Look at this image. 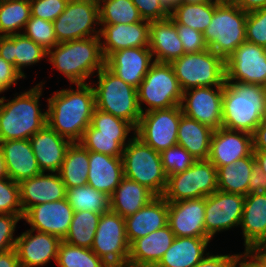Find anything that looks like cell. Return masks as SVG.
<instances>
[{
	"mask_svg": "<svg viewBox=\"0 0 266 267\" xmlns=\"http://www.w3.org/2000/svg\"><path fill=\"white\" fill-rule=\"evenodd\" d=\"M66 199L74 212L90 211L102 214L110 210L109 196L88 184L68 188Z\"/></svg>",
	"mask_w": 266,
	"mask_h": 267,
	"instance_id": "ab89813d",
	"label": "cell"
},
{
	"mask_svg": "<svg viewBox=\"0 0 266 267\" xmlns=\"http://www.w3.org/2000/svg\"><path fill=\"white\" fill-rule=\"evenodd\" d=\"M246 41L266 48V8L247 13Z\"/></svg>",
	"mask_w": 266,
	"mask_h": 267,
	"instance_id": "c3c4849f",
	"label": "cell"
},
{
	"mask_svg": "<svg viewBox=\"0 0 266 267\" xmlns=\"http://www.w3.org/2000/svg\"><path fill=\"white\" fill-rule=\"evenodd\" d=\"M31 16L54 21L65 10L69 0H29Z\"/></svg>",
	"mask_w": 266,
	"mask_h": 267,
	"instance_id": "f907efd6",
	"label": "cell"
},
{
	"mask_svg": "<svg viewBox=\"0 0 266 267\" xmlns=\"http://www.w3.org/2000/svg\"><path fill=\"white\" fill-rule=\"evenodd\" d=\"M150 22L100 25L101 50L105 60L115 51L127 48H149Z\"/></svg>",
	"mask_w": 266,
	"mask_h": 267,
	"instance_id": "44dd1931",
	"label": "cell"
},
{
	"mask_svg": "<svg viewBox=\"0 0 266 267\" xmlns=\"http://www.w3.org/2000/svg\"><path fill=\"white\" fill-rule=\"evenodd\" d=\"M45 83L44 79L36 82L13 98L0 97V141L30 139L47 124V108L40 102Z\"/></svg>",
	"mask_w": 266,
	"mask_h": 267,
	"instance_id": "7a4b0ae2",
	"label": "cell"
},
{
	"mask_svg": "<svg viewBox=\"0 0 266 267\" xmlns=\"http://www.w3.org/2000/svg\"><path fill=\"white\" fill-rule=\"evenodd\" d=\"M22 33L47 51L58 44L52 21L30 16Z\"/></svg>",
	"mask_w": 266,
	"mask_h": 267,
	"instance_id": "f6af8a7d",
	"label": "cell"
},
{
	"mask_svg": "<svg viewBox=\"0 0 266 267\" xmlns=\"http://www.w3.org/2000/svg\"><path fill=\"white\" fill-rule=\"evenodd\" d=\"M149 48L154 61L160 63H171L185 54L176 25L170 17L150 22Z\"/></svg>",
	"mask_w": 266,
	"mask_h": 267,
	"instance_id": "4dcf8cb0",
	"label": "cell"
},
{
	"mask_svg": "<svg viewBox=\"0 0 266 267\" xmlns=\"http://www.w3.org/2000/svg\"><path fill=\"white\" fill-rule=\"evenodd\" d=\"M211 242V238L175 237L155 267H194L210 253Z\"/></svg>",
	"mask_w": 266,
	"mask_h": 267,
	"instance_id": "1f68e13d",
	"label": "cell"
},
{
	"mask_svg": "<svg viewBox=\"0 0 266 267\" xmlns=\"http://www.w3.org/2000/svg\"><path fill=\"white\" fill-rule=\"evenodd\" d=\"M0 214L24 215L19 184L9 177L0 179Z\"/></svg>",
	"mask_w": 266,
	"mask_h": 267,
	"instance_id": "7dc6e473",
	"label": "cell"
},
{
	"mask_svg": "<svg viewBox=\"0 0 266 267\" xmlns=\"http://www.w3.org/2000/svg\"><path fill=\"white\" fill-rule=\"evenodd\" d=\"M88 169L89 151L79 142L71 143L58 171L66 189L87 185Z\"/></svg>",
	"mask_w": 266,
	"mask_h": 267,
	"instance_id": "d590c367",
	"label": "cell"
},
{
	"mask_svg": "<svg viewBox=\"0 0 266 267\" xmlns=\"http://www.w3.org/2000/svg\"><path fill=\"white\" fill-rule=\"evenodd\" d=\"M252 152L251 134L221 127L213 131L208 160L218 169L249 156Z\"/></svg>",
	"mask_w": 266,
	"mask_h": 267,
	"instance_id": "ffe728a7",
	"label": "cell"
},
{
	"mask_svg": "<svg viewBox=\"0 0 266 267\" xmlns=\"http://www.w3.org/2000/svg\"><path fill=\"white\" fill-rule=\"evenodd\" d=\"M150 48L136 47L113 52L105 65L127 84L138 88L154 63Z\"/></svg>",
	"mask_w": 266,
	"mask_h": 267,
	"instance_id": "7402d4cb",
	"label": "cell"
},
{
	"mask_svg": "<svg viewBox=\"0 0 266 267\" xmlns=\"http://www.w3.org/2000/svg\"><path fill=\"white\" fill-rule=\"evenodd\" d=\"M218 190L217 168L208 160H196L182 173L167 176L163 197L167 202L198 199Z\"/></svg>",
	"mask_w": 266,
	"mask_h": 267,
	"instance_id": "30bf717a",
	"label": "cell"
},
{
	"mask_svg": "<svg viewBox=\"0 0 266 267\" xmlns=\"http://www.w3.org/2000/svg\"><path fill=\"white\" fill-rule=\"evenodd\" d=\"M91 125L97 129V134L135 135L130 123L97 108L93 111Z\"/></svg>",
	"mask_w": 266,
	"mask_h": 267,
	"instance_id": "ee69618b",
	"label": "cell"
},
{
	"mask_svg": "<svg viewBox=\"0 0 266 267\" xmlns=\"http://www.w3.org/2000/svg\"><path fill=\"white\" fill-rule=\"evenodd\" d=\"M156 195L147 187L124 177L110 198V210L126 218L145 205Z\"/></svg>",
	"mask_w": 266,
	"mask_h": 267,
	"instance_id": "d6a6232c",
	"label": "cell"
},
{
	"mask_svg": "<svg viewBox=\"0 0 266 267\" xmlns=\"http://www.w3.org/2000/svg\"><path fill=\"white\" fill-rule=\"evenodd\" d=\"M124 177L147 187L156 196H162L167 175L164 173L161 155L136 135L123 148Z\"/></svg>",
	"mask_w": 266,
	"mask_h": 267,
	"instance_id": "52a82bcc",
	"label": "cell"
},
{
	"mask_svg": "<svg viewBox=\"0 0 266 267\" xmlns=\"http://www.w3.org/2000/svg\"><path fill=\"white\" fill-rule=\"evenodd\" d=\"M253 150L266 151V119H264L252 134Z\"/></svg>",
	"mask_w": 266,
	"mask_h": 267,
	"instance_id": "680465c9",
	"label": "cell"
},
{
	"mask_svg": "<svg viewBox=\"0 0 266 267\" xmlns=\"http://www.w3.org/2000/svg\"><path fill=\"white\" fill-rule=\"evenodd\" d=\"M223 88L201 86L185 90L180 103L183 115L213 130L221 128Z\"/></svg>",
	"mask_w": 266,
	"mask_h": 267,
	"instance_id": "2e32d148",
	"label": "cell"
},
{
	"mask_svg": "<svg viewBox=\"0 0 266 267\" xmlns=\"http://www.w3.org/2000/svg\"><path fill=\"white\" fill-rule=\"evenodd\" d=\"M182 115L180 106L143 113L135 129V135L161 153L177 144L178 127Z\"/></svg>",
	"mask_w": 266,
	"mask_h": 267,
	"instance_id": "4fadbf2b",
	"label": "cell"
},
{
	"mask_svg": "<svg viewBox=\"0 0 266 267\" xmlns=\"http://www.w3.org/2000/svg\"><path fill=\"white\" fill-rule=\"evenodd\" d=\"M7 175L20 183L42 173L29 139L0 141Z\"/></svg>",
	"mask_w": 266,
	"mask_h": 267,
	"instance_id": "484cf974",
	"label": "cell"
},
{
	"mask_svg": "<svg viewBox=\"0 0 266 267\" xmlns=\"http://www.w3.org/2000/svg\"><path fill=\"white\" fill-rule=\"evenodd\" d=\"M246 20L247 13L234 2L215 0L214 15L203 33L207 47L227 60L246 41Z\"/></svg>",
	"mask_w": 266,
	"mask_h": 267,
	"instance_id": "8992f818",
	"label": "cell"
},
{
	"mask_svg": "<svg viewBox=\"0 0 266 267\" xmlns=\"http://www.w3.org/2000/svg\"><path fill=\"white\" fill-rule=\"evenodd\" d=\"M23 76L17 71L14 65L6 62L0 57V87L5 91H9L15 87L18 82L23 81Z\"/></svg>",
	"mask_w": 266,
	"mask_h": 267,
	"instance_id": "11a10c76",
	"label": "cell"
},
{
	"mask_svg": "<svg viewBox=\"0 0 266 267\" xmlns=\"http://www.w3.org/2000/svg\"><path fill=\"white\" fill-rule=\"evenodd\" d=\"M212 0H179V3H204Z\"/></svg>",
	"mask_w": 266,
	"mask_h": 267,
	"instance_id": "003e7915",
	"label": "cell"
},
{
	"mask_svg": "<svg viewBox=\"0 0 266 267\" xmlns=\"http://www.w3.org/2000/svg\"><path fill=\"white\" fill-rule=\"evenodd\" d=\"M53 27L58 43L99 37V5L94 0H69Z\"/></svg>",
	"mask_w": 266,
	"mask_h": 267,
	"instance_id": "7c38bea8",
	"label": "cell"
},
{
	"mask_svg": "<svg viewBox=\"0 0 266 267\" xmlns=\"http://www.w3.org/2000/svg\"><path fill=\"white\" fill-rule=\"evenodd\" d=\"M91 250L110 267H128L130 244L125 218L111 210L102 213Z\"/></svg>",
	"mask_w": 266,
	"mask_h": 267,
	"instance_id": "8fae6325",
	"label": "cell"
},
{
	"mask_svg": "<svg viewBox=\"0 0 266 267\" xmlns=\"http://www.w3.org/2000/svg\"><path fill=\"white\" fill-rule=\"evenodd\" d=\"M164 173L179 174L190 168L196 159L182 146L176 144L160 153Z\"/></svg>",
	"mask_w": 266,
	"mask_h": 267,
	"instance_id": "bcb514c9",
	"label": "cell"
},
{
	"mask_svg": "<svg viewBox=\"0 0 266 267\" xmlns=\"http://www.w3.org/2000/svg\"><path fill=\"white\" fill-rule=\"evenodd\" d=\"M73 213L74 210L65 198L30 207L22 221L32 230L52 234L63 240L69 231Z\"/></svg>",
	"mask_w": 266,
	"mask_h": 267,
	"instance_id": "e0dca14e",
	"label": "cell"
},
{
	"mask_svg": "<svg viewBox=\"0 0 266 267\" xmlns=\"http://www.w3.org/2000/svg\"><path fill=\"white\" fill-rule=\"evenodd\" d=\"M232 252L233 251H230L231 254H221L218 252L213 254V251H210V253L194 267H238L245 253L243 251L239 253Z\"/></svg>",
	"mask_w": 266,
	"mask_h": 267,
	"instance_id": "db71d44e",
	"label": "cell"
},
{
	"mask_svg": "<svg viewBox=\"0 0 266 267\" xmlns=\"http://www.w3.org/2000/svg\"><path fill=\"white\" fill-rule=\"evenodd\" d=\"M24 215L0 214V253L15 248L17 224Z\"/></svg>",
	"mask_w": 266,
	"mask_h": 267,
	"instance_id": "681fc988",
	"label": "cell"
},
{
	"mask_svg": "<svg viewBox=\"0 0 266 267\" xmlns=\"http://www.w3.org/2000/svg\"><path fill=\"white\" fill-rule=\"evenodd\" d=\"M244 201V195L221 190L205 197V232L212 240L222 232L240 227Z\"/></svg>",
	"mask_w": 266,
	"mask_h": 267,
	"instance_id": "5bb4252c",
	"label": "cell"
},
{
	"mask_svg": "<svg viewBox=\"0 0 266 267\" xmlns=\"http://www.w3.org/2000/svg\"><path fill=\"white\" fill-rule=\"evenodd\" d=\"M123 178L122 157L89 151L88 185L110 197Z\"/></svg>",
	"mask_w": 266,
	"mask_h": 267,
	"instance_id": "f546056e",
	"label": "cell"
},
{
	"mask_svg": "<svg viewBox=\"0 0 266 267\" xmlns=\"http://www.w3.org/2000/svg\"><path fill=\"white\" fill-rule=\"evenodd\" d=\"M101 214L90 211L74 212L67 235L62 241L91 249Z\"/></svg>",
	"mask_w": 266,
	"mask_h": 267,
	"instance_id": "f35d334b",
	"label": "cell"
},
{
	"mask_svg": "<svg viewBox=\"0 0 266 267\" xmlns=\"http://www.w3.org/2000/svg\"><path fill=\"white\" fill-rule=\"evenodd\" d=\"M30 16L29 0H0V36L22 33Z\"/></svg>",
	"mask_w": 266,
	"mask_h": 267,
	"instance_id": "74e56055",
	"label": "cell"
},
{
	"mask_svg": "<svg viewBox=\"0 0 266 267\" xmlns=\"http://www.w3.org/2000/svg\"><path fill=\"white\" fill-rule=\"evenodd\" d=\"M256 165L266 174V151L253 150Z\"/></svg>",
	"mask_w": 266,
	"mask_h": 267,
	"instance_id": "6125c7cd",
	"label": "cell"
},
{
	"mask_svg": "<svg viewBox=\"0 0 266 267\" xmlns=\"http://www.w3.org/2000/svg\"><path fill=\"white\" fill-rule=\"evenodd\" d=\"M178 31L179 39L184 48V53H198L208 49L203 33L190 27L175 24Z\"/></svg>",
	"mask_w": 266,
	"mask_h": 267,
	"instance_id": "816d5d0a",
	"label": "cell"
},
{
	"mask_svg": "<svg viewBox=\"0 0 266 267\" xmlns=\"http://www.w3.org/2000/svg\"><path fill=\"white\" fill-rule=\"evenodd\" d=\"M18 184L23 213L32 206L65 199L67 194L58 173L42 172Z\"/></svg>",
	"mask_w": 266,
	"mask_h": 267,
	"instance_id": "603a6c76",
	"label": "cell"
},
{
	"mask_svg": "<svg viewBox=\"0 0 266 267\" xmlns=\"http://www.w3.org/2000/svg\"><path fill=\"white\" fill-rule=\"evenodd\" d=\"M8 177L5 162L3 158V153L0 147V179Z\"/></svg>",
	"mask_w": 266,
	"mask_h": 267,
	"instance_id": "be15d7a7",
	"label": "cell"
},
{
	"mask_svg": "<svg viewBox=\"0 0 266 267\" xmlns=\"http://www.w3.org/2000/svg\"><path fill=\"white\" fill-rule=\"evenodd\" d=\"M175 235L167 224L130 245L128 267H155L171 246Z\"/></svg>",
	"mask_w": 266,
	"mask_h": 267,
	"instance_id": "83f0119b",
	"label": "cell"
},
{
	"mask_svg": "<svg viewBox=\"0 0 266 267\" xmlns=\"http://www.w3.org/2000/svg\"><path fill=\"white\" fill-rule=\"evenodd\" d=\"M3 93H6L1 87H0V97Z\"/></svg>",
	"mask_w": 266,
	"mask_h": 267,
	"instance_id": "89a4df30",
	"label": "cell"
},
{
	"mask_svg": "<svg viewBox=\"0 0 266 267\" xmlns=\"http://www.w3.org/2000/svg\"><path fill=\"white\" fill-rule=\"evenodd\" d=\"M238 267H257L246 255L239 262Z\"/></svg>",
	"mask_w": 266,
	"mask_h": 267,
	"instance_id": "e7e4bbea",
	"label": "cell"
},
{
	"mask_svg": "<svg viewBox=\"0 0 266 267\" xmlns=\"http://www.w3.org/2000/svg\"><path fill=\"white\" fill-rule=\"evenodd\" d=\"M245 255L257 267H266V242L252 247Z\"/></svg>",
	"mask_w": 266,
	"mask_h": 267,
	"instance_id": "6f0895ef",
	"label": "cell"
},
{
	"mask_svg": "<svg viewBox=\"0 0 266 267\" xmlns=\"http://www.w3.org/2000/svg\"><path fill=\"white\" fill-rule=\"evenodd\" d=\"M97 4L101 3L102 1H105V0H94Z\"/></svg>",
	"mask_w": 266,
	"mask_h": 267,
	"instance_id": "2644e50d",
	"label": "cell"
},
{
	"mask_svg": "<svg viewBox=\"0 0 266 267\" xmlns=\"http://www.w3.org/2000/svg\"><path fill=\"white\" fill-rule=\"evenodd\" d=\"M255 163L253 152L230 165H223L217 169L218 190L241 194H248L249 179Z\"/></svg>",
	"mask_w": 266,
	"mask_h": 267,
	"instance_id": "e575fe53",
	"label": "cell"
},
{
	"mask_svg": "<svg viewBox=\"0 0 266 267\" xmlns=\"http://www.w3.org/2000/svg\"><path fill=\"white\" fill-rule=\"evenodd\" d=\"M219 2H234L235 0H218Z\"/></svg>",
	"mask_w": 266,
	"mask_h": 267,
	"instance_id": "a7ac6f4b",
	"label": "cell"
},
{
	"mask_svg": "<svg viewBox=\"0 0 266 267\" xmlns=\"http://www.w3.org/2000/svg\"><path fill=\"white\" fill-rule=\"evenodd\" d=\"M47 63L70 84L90 83L105 66L100 37L58 43L48 50Z\"/></svg>",
	"mask_w": 266,
	"mask_h": 267,
	"instance_id": "277c9868",
	"label": "cell"
},
{
	"mask_svg": "<svg viewBox=\"0 0 266 267\" xmlns=\"http://www.w3.org/2000/svg\"><path fill=\"white\" fill-rule=\"evenodd\" d=\"M98 5L100 25L134 24L144 21L131 0H105Z\"/></svg>",
	"mask_w": 266,
	"mask_h": 267,
	"instance_id": "b9f144b4",
	"label": "cell"
},
{
	"mask_svg": "<svg viewBox=\"0 0 266 267\" xmlns=\"http://www.w3.org/2000/svg\"><path fill=\"white\" fill-rule=\"evenodd\" d=\"M47 124L60 136L79 142L89 127L95 109L92 85L69 84L46 97Z\"/></svg>",
	"mask_w": 266,
	"mask_h": 267,
	"instance_id": "6da1fadb",
	"label": "cell"
},
{
	"mask_svg": "<svg viewBox=\"0 0 266 267\" xmlns=\"http://www.w3.org/2000/svg\"><path fill=\"white\" fill-rule=\"evenodd\" d=\"M0 267H20L15 248L0 253Z\"/></svg>",
	"mask_w": 266,
	"mask_h": 267,
	"instance_id": "94428289",
	"label": "cell"
},
{
	"mask_svg": "<svg viewBox=\"0 0 266 267\" xmlns=\"http://www.w3.org/2000/svg\"><path fill=\"white\" fill-rule=\"evenodd\" d=\"M266 119V87L225 81L222 99V127L253 134Z\"/></svg>",
	"mask_w": 266,
	"mask_h": 267,
	"instance_id": "3957f363",
	"label": "cell"
},
{
	"mask_svg": "<svg viewBox=\"0 0 266 267\" xmlns=\"http://www.w3.org/2000/svg\"><path fill=\"white\" fill-rule=\"evenodd\" d=\"M168 224V202L156 196L147 205L125 218L126 235L131 245L135 240Z\"/></svg>",
	"mask_w": 266,
	"mask_h": 267,
	"instance_id": "f1b7e54d",
	"label": "cell"
},
{
	"mask_svg": "<svg viewBox=\"0 0 266 267\" xmlns=\"http://www.w3.org/2000/svg\"><path fill=\"white\" fill-rule=\"evenodd\" d=\"M139 10L143 20L157 21L170 16V11L160 0H131Z\"/></svg>",
	"mask_w": 266,
	"mask_h": 267,
	"instance_id": "f5cc1de1",
	"label": "cell"
},
{
	"mask_svg": "<svg viewBox=\"0 0 266 267\" xmlns=\"http://www.w3.org/2000/svg\"><path fill=\"white\" fill-rule=\"evenodd\" d=\"M170 64L183 92L201 86H224L225 60L209 48L198 53H185Z\"/></svg>",
	"mask_w": 266,
	"mask_h": 267,
	"instance_id": "9c48e42d",
	"label": "cell"
},
{
	"mask_svg": "<svg viewBox=\"0 0 266 267\" xmlns=\"http://www.w3.org/2000/svg\"><path fill=\"white\" fill-rule=\"evenodd\" d=\"M205 197L168 202V225L175 237L210 238L205 232Z\"/></svg>",
	"mask_w": 266,
	"mask_h": 267,
	"instance_id": "d6986e66",
	"label": "cell"
},
{
	"mask_svg": "<svg viewBox=\"0 0 266 267\" xmlns=\"http://www.w3.org/2000/svg\"><path fill=\"white\" fill-rule=\"evenodd\" d=\"M213 129L182 115L178 127L177 144L184 147L196 160L209 157Z\"/></svg>",
	"mask_w": 266,
	"mask_h": 267,
	"instance_id": "836d02e7",
	"label": "cell"
},
{
	"mask_svg": "<svg viewBox=\"0 0 266 267\" xmlns=\"http://www.w3.org/2000/svg\"><path fill=\"white\" fill-rule=\"evenodd\" d=\"M163 5L171 11L174 7H176L179 4V0H160Z\"/></svg>",
	"mask_w": 266,
	"mask_h": 267,
	"instance_id": "03108f58",
	"label": "cell"
},
{
	"mask_svg": "<svg viewBox=\"0 0 266 267\" xmlns=\"http://www.w3.org/2000/svg\"><path fill=\"white\" fill-rule=\"evenodd\" d=\"M58 267H110L91 249L77 247L61 241L58 247Z\"/></svg>",
	"mask_w": 266,
	"mask_h": 267,
	"instance_id": "7bdbcfd3",
	"label": "cell"
},
{
	"mask_svg": "<svg viewBox=\"0 0 266 267\" xmlns=\"http://www.w3.org/2000/svg\"><path fill=\"white\" fill-rule=\"evenodd\" d=\"M215 10V0L204 3H179L170 11L175 24L184 25L204 33L211 23Z\"/></svg>",
	"mask_w": 266,
	"mask_h": 267,
	"instance_id": "8d00e7d4",
	"label": "cell"
},
{
	"mask_svg": "<svg viewBox=\"0 0 266 267\" xmlns=\"http://www.w3.org/2000/svg\"><path fill=\"white\" fill-rule=\"evenodd\" d=\"M244 253L266 242V193H250L245 196L240 224Z\"/></svg>",
	"mask_w": 266,
	"mask_h": 267,
	"instance_id": "4316f807",
	"label": "cell"
},
{
	"mask_svg": "<svg viewBox=\"0 0 266 267\" xmlns=\"http://www.w3.org/2000/svg\"><path fill=\"white\" fill-rule=\"evenodd\" d=\"M134 136L97 134V129L90 124L79 143L88 151L122 157L123 148Z\"/></svg>",
	"mask_w": 266,
	"mask_h": 267,
	"instance_id": "60d3db41",
	"label": "cell"
},
{
	"mask_svg": "<svg viewBox=\"0 0 266 267\" xmlns=\"http://www.w3.org/2000/svg\"><path fill=\"white\" fill-rule=\"evenodd\" d=\"M266 193V174L255 165L248 184V194Z\"/></svg>",
	"mask_w": 266,
	"mask_h": 267,
	"instance_id": "9f6ffc18",
	"label": "cell"
},
{
	"mask_svg": "<svg viewBox=\"0 0 266 267\" xmlns=\"http://www.w3.org/2000/svg\"><path fill=\"white\" fill-rule=\"evenodd\" d=\"M226 80L266 87V48L243 42L225 60Z\"/></svg>",
	"mask_w": 266,
	"mask_h": 267,
	"instance_id": "9a60e30c",
	"label": "cell"
},
{
	"mask_svg": "<svg viewBox=\"0 0 266 267\" xmlns=\"http://www.w3.org/2000/svg\"><path fill=\"white\" fill-rule=\"evenodd\" d=\"M29 140L41 171L58 173L72 142L60 136L48 124Z\"/></svg>",
	"mask_w": 266,
	"mask_h": 267,
	"instance_id": "d4e9b609",
	"label": "cell"
},
{
	"mask_svg": "<svg viewBox=\"0 0 266 267\" xmlns=\"http://www.w3.org/2000/svg\"><path fill=\"white\" fill-rule=\"evenodd\" d=\"M17 235L15 250L20 267H44L52 260L56 263L62 241L59 237L32 229Z\"/></svg>",
	"mask_w": 266,
	"mask_h": 267,
	"instance_id": "ac0fdd59",
	"label": "cell"
},
{
	"mask_svg": "<svg viewBox=\"0 0 266 267\" xmlns=\"http://www.w3.org/2000/svg\"><path fill=\"white\" fill-rule=\"evenodd\" d=\"M93 79L90 84L95 93V108L127 121L136 129L142 115L137 89L120 79L106 65Z\"/></svg>",
	"mask_w": 266,
	"mask_h": 267,
	"instance_id": "5b68a950",
	"label": "cell"
},
{
	"mask_svg": "<svg viewBox=\"0 0 266 267\" xmlns=\"http://www.w3.org/2000/svg\"><path fill=\"white\" fill-rule=\"evenodd\" d=\"M183 91L170 63L154 62L137 88L141 113L180 106Z\"/></svg>",
	"mask_w": 266,
	"mask_h": 267,
	"instance_id": "ba28073f",
	"label": "cell"
},
{
	"mask_svg": "<svg viewBox=\"0 0 266 267\" xmlns=\"http://www.w3.org/2000/svg\"><path fill=\"white\" fill-rule=\"evenodd\" d=\"M48 51L41 45L36 44L32 39L23 33L0 36V57L6 62L14 65L17 71L27 78L24 71L41 61H47Z\"/></svg>",
	"mask_w": 266,
	"mask_h": 267,
	"instance_id": "cb8c5ba5",
	"label": "cell"
},
{
	"mask_svg": "<svg viewBox=\"0 0 266 267\" xmlns=\"http://www.w3.org/2000/svg\"><path fill=\"white\" fill-rule=\"evenodd\" d=\"M234 3L246 13L266 8V0H235Z\"/></svg>",
	"mask_w": 266,
	"mask_h": 267,
	"instance_id": "91938a15",
	"label": "cell"
}]
</instances>
